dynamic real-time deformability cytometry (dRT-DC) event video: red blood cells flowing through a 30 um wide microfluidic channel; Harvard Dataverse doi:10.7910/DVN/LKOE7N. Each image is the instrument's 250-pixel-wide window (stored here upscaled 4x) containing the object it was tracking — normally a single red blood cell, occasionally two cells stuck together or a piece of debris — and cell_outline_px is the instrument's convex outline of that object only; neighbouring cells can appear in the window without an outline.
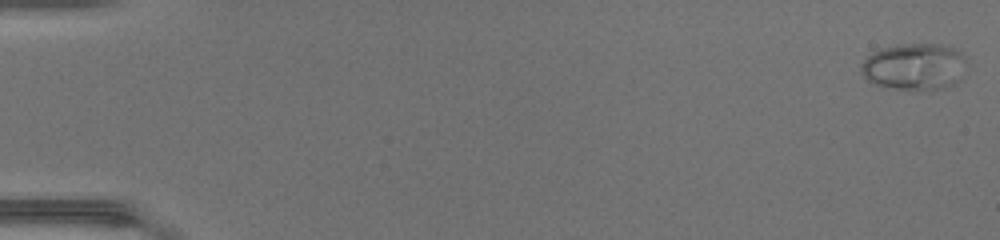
{"species": "common noctule bat (a hibernating species)", "species_latin": "Nyctalus noctula", "temperature_condition": "warm", "stored_images_in_passage": 41, "camera_frame_rate_fps": 3000, "um_per_image_px": 0.085, "animal": {"sex": "female", "body_mass_g": 17.0, "forearm_length_mm": 48.0}, "frame": {"image": 1, "passage_image": 1, "time_ms": 0.0, "image_size_px": [1000, 240], "cell_outline_px": [[964, 60], [956, 84], [940, 88], [896, 88], [876, 84], [868, 80], [860, 72], [860, 64], [872, 52], [884, 48], [904, 44], [936, 44], [952, 48], [960, 52], [964, 56]], "centroid_in_image_um": [77.66, 5.64], "position_along_channel_um": 7.3, "area_um2": 27.69}}
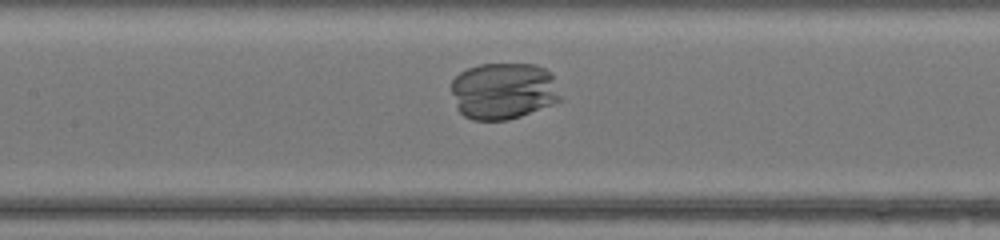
{"frame": {"image": 2, "passage_image": 24, "time_ms": 7.667, "image_size_px": [1000, 240], "cell_outline_px": [[564, 100], [520, 116], [508, 120], [472, 120], [464, 116], [456, 108], [452, 92], [452, 80], [460, 72], [468, 68], [480, 64], [536, 64], [552, 72]], "centroid_in_image_um": [42.83, 7.73], "position_along_channel_um": 164.6, "area_um2": 36.59}}
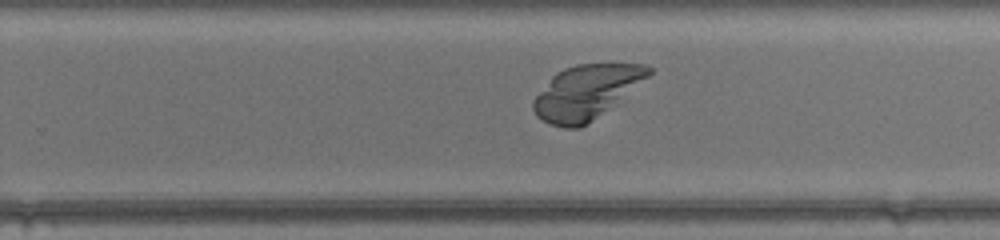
{"frame": {"image": 3, "passage_image": 32, "time_ms": 10.333, "image_size_px": [1000, 240], "cell_outline_px": [[652, 72], [648, 76], [588, 124], [580, 128], [564, 128], [548, 124], [536, 116], [532, 108], [532, 100], [552, 76], [556, 72], [564, 68], [576, 64], [648, 64], [652, 68]], "centroid_in_image_um": [49.76, 7.84], "position_along_channel_um": 280.0, "area_um2": 35.95}}